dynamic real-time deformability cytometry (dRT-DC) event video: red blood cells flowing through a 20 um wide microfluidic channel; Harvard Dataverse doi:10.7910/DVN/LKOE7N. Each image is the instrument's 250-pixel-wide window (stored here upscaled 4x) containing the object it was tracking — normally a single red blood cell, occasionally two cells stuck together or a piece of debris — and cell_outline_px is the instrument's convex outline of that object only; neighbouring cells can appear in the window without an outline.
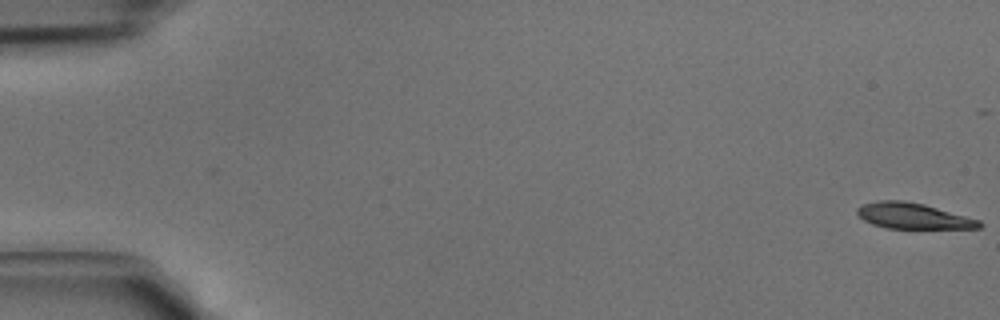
{"species": "common noctule bat (a hibernating species)", "species_latin": "Nyctalus noctula", "temperature_condition": "cold", "stored_images_in_passage": 6, "camera_frame_rate_fps": 3000, "um_per_image_px": 0.085, "animal": {"sex": "male", "body_mass_g": 15.6}, "frame": {"image": 1, "passage_image": 1, "time_ms": 0.0, "image_size_px": [1000, 320], "cell_outline_px": [[984, 224], [980, 228], [888, 228], [872, 224], [864, 220], [856, 212], [856, 208], [860, 204], [876, 200], [904, 200], [924, 204], [980, 220]], "centroid_in_image_um": [77.58, 18.34], "position_along_channel_um": 7.4, "area_um2": 18.38}}
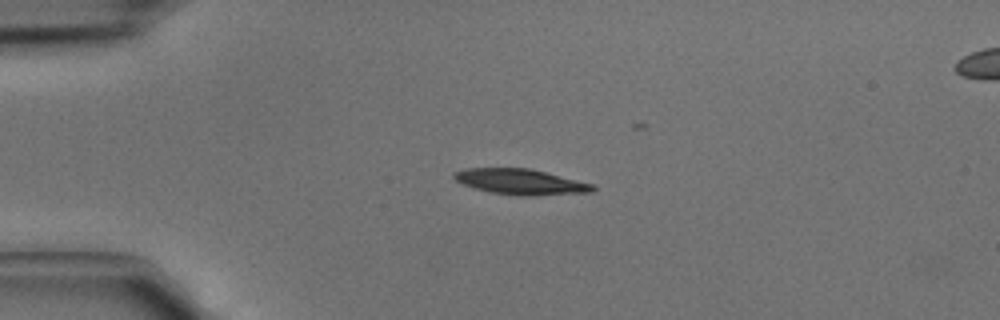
{"frame": {"image": 2, "passage_image": 4, "time_ms": 1.0, "image_size_px": [1000, 320], "cell_outline_px": [[596, 188], [592, 192], [528, 196], [520, 196], [492, 192], [476, 188], [464, 184], [456, 180], [452, 176], [452, 172], [464, 168], [528, 168], [592, 184]], "centroid_in_image_um": [44.21, 15.45], "position_along_channel_um": 40.8, "area_um2": 20.35}}